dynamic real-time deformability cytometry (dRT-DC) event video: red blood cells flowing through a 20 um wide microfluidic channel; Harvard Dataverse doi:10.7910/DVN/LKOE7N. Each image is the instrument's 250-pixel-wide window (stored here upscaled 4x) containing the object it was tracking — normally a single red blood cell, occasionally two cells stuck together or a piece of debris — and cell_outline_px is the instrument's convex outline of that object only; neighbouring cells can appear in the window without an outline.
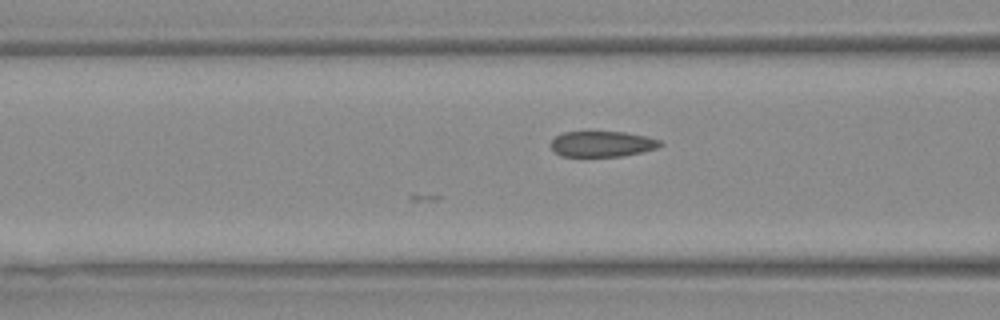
{"species": "Egyptian fruit bat (a non-hibernating species)", "species_latin": "Rousettus aegyptiacus", "temperature_condition": "warm", "stored_images_in_passage": 4, "camera_frame_rate_fps": 3000, "um_per_image_px": 0.085, "animal": {"sex": "female"}, "frame": {"image": 1, "passage_image": 4, "time_ms": 1.0, "image_size_px": [1000, 320], "cell_outline_px": [[664, 144], [656, 148], [624, 156], [560, 156], [552, 148], [552, 140], [556, 136], [564, 132], [624, 132], [644, 136], [660, 140]], "centroid_in_image_um": [51.19, 12.24], "position_along_channel_um": 115.4, "area_um2": 16.13}}